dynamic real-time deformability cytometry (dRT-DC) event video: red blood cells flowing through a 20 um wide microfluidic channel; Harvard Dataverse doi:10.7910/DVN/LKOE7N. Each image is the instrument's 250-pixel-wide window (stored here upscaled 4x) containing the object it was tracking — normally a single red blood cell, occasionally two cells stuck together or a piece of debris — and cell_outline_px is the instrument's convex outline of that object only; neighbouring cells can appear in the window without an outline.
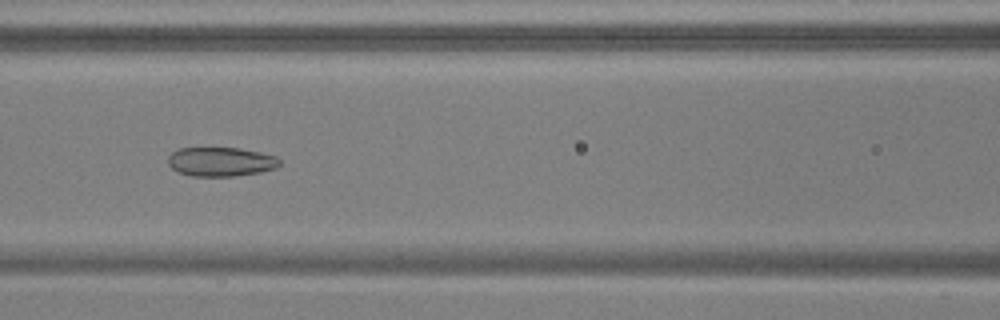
{"species": "common noctule bat (a hibernating species)", "species_latin": "Nyctalus noctula", "temperature_condition": "warm", "stored_images_in_passage": 54, "camera_frame_rate_fps": 3000, "um_per_image_px": 0.085, "animal": {"sex": "male", "body_mass_g": 17.9, "forearm_length_mm": 54.2}, "frame": {"image": 1, "passage_image": 25, "time_ms": 8.0, "image_size_px": [1000, 320], "cell_outline_px": [[280, 164], [276, 168], [260, 172], [232, 176], [192, 176], [180, 172], [172, 168], [168, 164], [168, 156], [172, 152], [180, 148], [240, 148], [260, 152], [276, 156], [280, 160]], "centroid_in_image_um": [18.78, 13.74], "position_along_channel_um": 147.8, "area_um2": 18.9}}
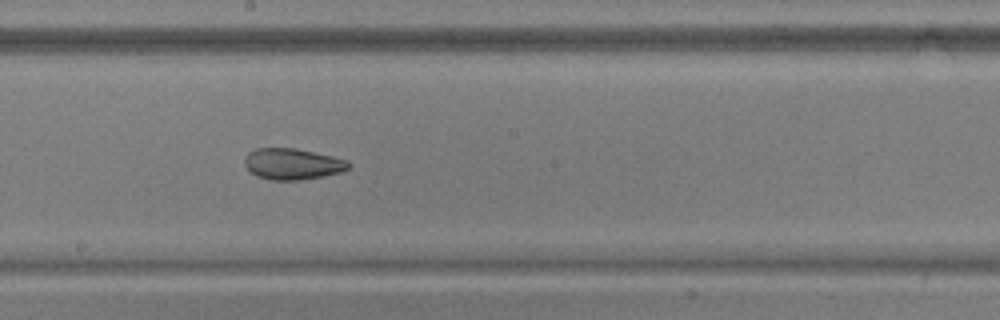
{"frame": {"image": 2, "passage_image": 31, "time_ms": 10.0, "image_size_px": [1000, 320], "cell_outline_px": [[352, 164], [348, 168], [340, 172], [300, 180], [272, 180], [256, 176], [244, 164], [244, 160], [248, 152], [256, 148], [296, 148], [332, 156], [348, 160]], "centroid_in_image_um": [24.85, 13.93], "position_along_channel_um": 223.3, "area_um2": 18.79}}
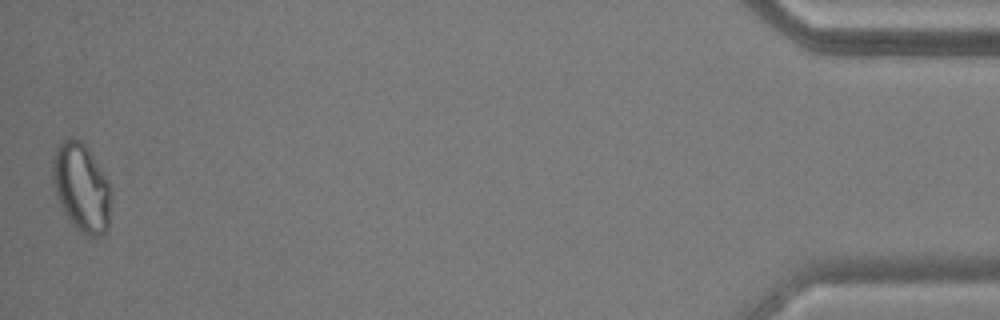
{"frame": {"image": 3, "passage_image": 54, "time_ms": 17.667, "image_size_px": [1000, 320], "cell_outline_px": [[112, 200], [108, 232], [100, 236], [84, 236], [72, 224], [64, 212], [56, 196], [52, 180], [52, 160], [56, 148], [60, 140], [68, 136], [72, 136], [80, 140], [84, 144], [108, 180]], "centroid_in_image_um": [6.92, 15.95], "position_along_channel_um": 428.3, "area_um2": 30.63}, "authors_computed_cell_mechanics": {"area_um2": 24.1315, "velocity_mm_per_s": 3.7879, "shape_relaxation_time_tau1_ms": null, "shape_relaxation_time_tau2_ms": 1.4903, "deformation_change_tau1": null, "deformation_change_tau2": 0.0587}}